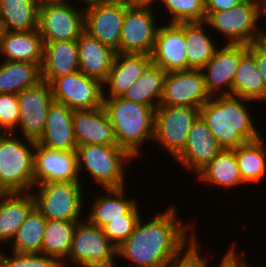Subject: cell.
<instances>
[{
    "label": "cell",
    "mask_w": 266,
    "mask_h": 267,
    "mask_svg": "<svg viewBox=\"0 0 266 267\" xmlns=\"http://www.w3.org/2000/svg\"><path fill=\"white\" fill-rule=\"evenodd\" d=\"M175 207L169 206L147 222L141 216L133 233L117 248V258L132 262L127 267H166L179 256L197 238L189 233L190 222L182 224L177 219Z\"/></svg>",
    "instance_id": "cell-1"
},
{
    "label": "cell",
    "mask_w": 266,
    "mask_h": 267,
    "mask_svg": "<svg viewBox=\"0 0 266 267\" xmlns=\"http://www.w3.org/2000/svg\"><path fill=\"white\" fill-rule=\"evenodd\" d=\"M248 103L250 100L240 97L216 95L199 109V115L223 149H235L261 137Z\"/></svg>",
    "instance_id": "cell-2"
},
{
    "label": "cell",
    "mask_w": 266,
    "mask_h": 267,
    "mask_svg": "<svg viewBox=\"0 0 266 267\" xmlns=\"http://www.w3.org/2000/svg\"><path fill=\"white\" fill-rule=\"evenodd\" d=\"M103 107L113 127L117 145L133 159L140 157L143 144L153 140L156 109L122 97H104Z\"/></svg>",
    "instance_id": "cell-3"
},
{
    "label": "cell",
    "mask_w": 266,
    "mask_h": 267,
    "mask_svg": "<svg viewBox=\"0 0 266 267\" xmlns=\"http://www.w3.org/2000/svg\"><path fill=\"white\" fill-rule=\"evenodd\" d=\"M25 140L0 133V193L31 192L34 186L35 141Z\"/></svg>",
    "instance_id": "cell-4"
},
{
    "label": "cell",
    "mask_w": 266,
    "mask_h": 267,
    "mask_svg": "<svg viewBox=\"0 0 266 267\" xmlns=\"http://www.w3.org/2000/svg\"><path fill=\"white\" fill-rule=\"evenodd\" d=\"M79 176L87 171L91 180L101 188H120L125 186L128 163L133 157L118 145L77 146Z\"/></svg>",
    "instance_id": "cell-5"
},
{
    "label": "cell",
    "mask_w": 266,
    "mask_h": 267,
    "mask_svg": "<svg viewBox=\"0 0 266 267\" xmlns=\"http://www.w3.org/2000/svg\"><path fill=\"white\" fill-rule=\"evenodd\" d=\"M264 16V0H244L229 10L206 12L205 23L218 35H224L225 44L251 45L262 33L259 20Z\"/></svg>",
    "instance_id": "cell-6"
},
{
    "label": "cell",
    "mask_w": 266,
    "mask_h": 267,
    "mask_svg": "<svg viewBox=\"0 0 266 267\" xmlns=\"http://www.w3.org/2000/svg\"><path fill=\"white\" fill-rule=\"evenodd\" d=\"M81 181L48 182L34 185L35 208L47 220H83L84 190ZM37 188H36V187ZM35 193H34V192ZM83 195V196H82Z\"/></svg>",
    "instance_id": "cell-7"
},
{
    "label": "cell",
    "mask_w": 266,
    "mask_h": 267,
    "mask_svg": "<svg viewBox=\"0 0 266 267\" xmlns=\"http://www.w3.org/2000/svg\"><path fill=\"white\" fill-rule=\"evenodd\" d=\"M116 256L117 247L103 229L84 218L75 225L70 251L62 267L69 260L77 267H116Z\"/></svg>",
    "instance_id": "cell-8"
},
{
    "label": "cell",
    "mask_w": 266,
    "mask_h": 267,
    "mask_svg": "<svg viewBox=\"0 0 266 267\" xmlns=\"http://www.w3.org/2000/svg\"><path fill=\"white\" fill-rule=\"evenodd\" d=\"M199 116V108L159 105L155 110L153 140L175 159L183 150L188 134Z\"/></svg>",
    "instance_id": "cell-9"
},
{
    "label": "cell",
    "mask_w": 266,
    "mask_h": 267,
    "mask_svg": "<svg viewBox=\"0 0 266 267\" xmlns=\"http://www.w3.org/2000/svg\"><path fill=\"white\" fill-rule=\"evenodd\" d=\"M69 0L39 5L38 33L43 42L77 40L84 32V6L77 8Z\"/></svg>",
    "instance_id": "cell-10"
},
{
    "label": "cell",
    "mask_w": 266,
    "mask_h": 267,
    "mask_svg": "<svg viewBox=\"0 0 266 267\" xmlns=\"http://www.w3.org/2000/svg\"><path fill=\"white\" fill-rule=\"evenodd\" d=\"M53 101L73 110L95 109L103 106L104 85L80 70L55 78L51 83Z\"/></svg>",
    "instance_id": "cell-11"
},
{
    "label": "cell",
    "mask_w": 266,
    "mask_h": 267,
    "mask_svg": "<svg viewBox=\"0 0 266 267\" xmlns=\"http://www.w3.org/2000/svg\"><path fill=\"white\" fill-rule=\"evenodd\" d=\"M20 107L19 128L24 139L37 142L45 128L47 112L53 102L51 86L44 80L17 94Z\"/></svg>",
    "instance_id": "cell-12"
},
{
    "label": "cell",
    "mask_w": 266,
    "mask_h": 267,
    "mask_svg": "<svg viewBox=\"0 0 266 267\" xmlns=\"http://www.w3.org/2000/svg\"><path fill=\"white\" fill-rule=\"evenodd\" d=\"M151 8H133L126 6L125 18L120 35L119 53L147 54L155 46L157 17Z\"/></svg>",
    "instance_id": "cell-13"
},
{
    "label": "cell",
    "mask_w": 266,
    "mask_h": 267,
    "mask_svg": "<svg viewBox=\"0 0 266 267\" xmlns=\"http://www.w3.org/2000/svg\"><path fill=\"white\" fill-rule=\"evenodd\" d=\"M126 5L96 1L84 5V31L119 53Z\"/></svg>",
    "instance_id": "cell-14"
},
{
    "label": "cell",
    "mask_w": 266,
    "mask_h": 267,
    "mask_svg": "<svg viewBox=\"0 0 266 267\" xmlns=\"http://www.w3.org/2000/svg\"><path fill=\"white\" fill-rule=\"evenodd\" d=\"M210 98L202 70L190 69L166 73L160 105L200 109Z\"/></svg>",
    "instance_id": "cell-15"
},
{
    "label": "cell",
    "mask_w": 266,
    "mask_h": 267,
    "mask_svg": "<svg viewBox=\"0 0 266 267\" xmlns=\"http://www.w3.org/2000/svg\"><path fill=\"white\" fill-rule=\"evenodd\" d=\"M247 52L248 45L225 44L216 49L213 57L201 69L210 96L232 95V84L238 64Z\"/></svg>",
    "instance_id": "cell-16"
},
{
    "label": "cell",
    "mask_w": 266,
    "mask_h": 267,
    "mask_svg": "<svg viewBox=\"0 0 266 267\" xmlns=\"http://www.w3.org/2000/svg\"><path fill=\"white\" fill-rule=\"evenodd\" d=\"M76 151L50 149L35 142L34 185L81 181Z\"/></svg>",
    "instance_id": "cell-17"
},
{
    "label": "cell",
    "mask_w": 266,
    "mask_h": 267,
    "mask_svg": "<svg viewBox=\"0 0 266 267\" xmlns=\"http://www.w3.org/2000/svg\"><path fill=\"white\" fill-rule=\"evenodd\" d=\"M151 58L166 73L187 70L185 23L159 24Z\"/></svg>",
    "instance_id": "cell-18"
},
{
    "label": "cell",
    "mask_w": 266,
    "mask_h": 267,
    "mask_svg": "<svg viewBox=\"0 0 266 267\" xmlns=\"http://www.w3.org/2000/svg\"><path fill=\"white\" fill-rule=\"evenodd\" d=\"M223 148L199 115L194 121L182 152L175 158L193 173L203 169Z\"/></svg>",
    "instance_id": "cell-19"
},
{
    "label": "cell",
    "mask_w": 266,
    "mask_h": 267,
    "mask_svg": "<svg viewBox=\"0 0 266 267\" xmlns=\"http://www.w3.org/2000/svg\"><path fill=\"white\" fill-rule=\"evenodd\" d=\"M73 129L78 146L117 145L113 127L103 106L74 110Z\"/></svg>",
    "instance_id": "cell-20"
},
{
    "label": "cell",
    "mask_w": 266,
    "mask_h": 267,
    "mask_svg": "<svg viewBox=\"0 0 266 267\" xmlns=\"http://www.w3.org/2000/svg\"><path fill=\"white\" fill-rule=\"evenodd\" d=\"M73 109L53 101L48 109L46 124L37 143L50 149L76 151L73 129Z\"/></svg>",
    "instance_id": "cell-21"
},
{
    "label": "cell",
    "mask_w": 266,
    "mask_h": 267,
    "mask_svg": "<svg viewBox=\"0 0 266 267\" xmlns=\"http://www.w3.org/2000/svg\"><path fill=\"white\" fill-rule=\"evenodd\" d=\"M152 64L147 54L116 53L107 80L103 83L104 97H122L133 83L140 78ZM109 91V92H108Z\"/></svg>",
    "instance_id": "cell-22"
},
{
    "label": "cell",
    "mask_w": 266,
    "mask_h": 267,
    "mask_svg": "<svg viewBox=\"0 0 266 267\" xmlns=\"http://www.w3.org/2000/svg\"><path fill=\"white\" fill-rule=\"evenodd\" d=\"M77 46L80 71L104 83L112 68L116 51L85 31L77 39Z\"/></svg>",
    "instance_id": "cell-23"
},
{
    "label": "cell",
    "mask_w": 266,
    "mask_h": 267,
    "mask_svg": "<svg viewBox=\"0 0 266 267\" xmlns=\"http://www.w3.org/2000/svg\"><path fill=\"white\" fill-rule=\"evenodd\" d=\"M44 42L38 30L0 31V57L6 61L43 63Z\"/></svg>",
    "instance_id": "cell-24"
},
{
    "label": "cell",
    "mask_w": 266,
    "mask_h": 267,
    "mask_svg": "<svg viewBox=\"0 0 266 267\" xmlns=\"http://www.w3.org/2000/svg\"><path fill=\"white\" fill-rule=\"evenodd\" d=\"M79 70L77 40L44 42L42 80L50 84L57 77Z\"/></svg>",
    "instance_id": "cell-25"
},
{
    "label": "cell",
    "mask_w": 266,
    "mask_h": 267,
    "mask_svg": "<svg viewBox=\"0 0 266 267\" xmlns=\"http://www.w3.org/2000/svg\"><path fill=\"white\" fill-rule=\"evenodd\" d=\"M35 207L31 192L0 193V242L10 244ZM6 241V242H5Z\"/></svg>",
    "instance_id": "cell-26"
},
{
    "label": "cell",
    "mask_w": 266,
    "mask_h": 267,
    "mask_svg": "<svg viewBox=\"0 0 266 267\" xmlns=\"http://www.w3.org/2000/svg\"><path fill=\"white\" fill-rule=\"evenodd\" d=\"M125 187L120 188H102L104 195H98L95 202L92 201L90 212L86 217L92 224L103 227L109 220L124 219L126 215L136 204L138 200L125 197ZM106 193V194H105Z\"/></svg>",
    "instance_id": "cell-27"
},
{
    "label": "cell",
    "mask_w": 266,
    "mask_h": 267,
    "mask_svg": "<svg viewBox=\"0 0 266 267\" xmlns=\"http://www.w3.org/2000/svg\"><path fill=\"white\" fill-rule=\"evenodd\" d=\"M196 175L199 181L214 185L219 189L230 190L231 187L246 185L240 176L234 149H222Z\"/></svg>",
    "instance_id": "cell-28"
},
{
    "label": "cell",
    "mask_w": 266,
    "mask_h": 267,
    "mask_svg": "<svg viewBox=\"0 0 266 267\" xmlns=\"http://www.w3.org/2000/svg\"><path fill=\"white\" fill-rule=\"evenodd\" d=\"M39 5L37 0H0L1 31L37 30Z\"/></svg>",
    "instance_id": "cell-29"
},
{
    "label": "cell",
    "mask_w": 266,
    "mask_h": 267,
    "mask_svg": "<svg viewBox=\"0 0 266 267\" xmlns=\"http://www.w3.org/2000/svg\"><path fill=\"white\" fill-rule=\"evenodd\" d=\"M205 22L185 23V43L187 53V70H201L213 57L217 44L210 32H206ZM206 28V29H205Z\"/></svg>",
    "instance_id": "cell-30"
},
{
    "label": "cell",
    "mask_w": 266,
    "mask_h": 267,
    "mask_svg": "<svg viewBox=\"0 0 266 267\" xmlns=\"http://www.w3.org/2000/svg\"><path fill=\"white\" fill-rule=\"evenodd\" d=\"M232 96L266 102V89L254 56L248 51L240 60L232 84Z\"/></svg>",
    "instance_id": "cell-31"
},
{
    "label": "cell",
    "mask_w": 266,
    "mask_h": 267,
    "mask_svg": "<svg viewBox=\"0 0 266 267\" xmlns=\"http://www.w3.org/2000/svg\"><path fill=\"white\" fill-rule=\"evenodd\" d=\"M41 80V66L37 63L6 60L0 63V93L2 94H18Z\"/></svg>",
    "instance_id": "cell-32"
},
{
    "label": "cell",
    "mask_w": 266,
    "mask_h": 267,
    "mask_svg": "<svg viewBox=\"0 0 266 267\" xmlns=\"http://www.w3.org/2000/svg\"><path fill=\"white\" fill-rule=\"evenodd\" d=\"M264 137L248 141L234 149L243 182L259 183L266 178V147Z\"/></svg>",
    "instance_id": "cell-33"
},
{
    "label": "cell",
    "mask_w": 266,
    "mask_h": 267,
    "mask_svg": "<svg viewBox=\"0 0 266 267\" xmlns=\"http://www.w3.org/2000/svg\"><path fill=\"white\" fill-rule=\"evenodd\" d=\"M165 76V71L151 64L122 98L156 109L160 105Z\"/></svg>",
    "instance_id": "cell-34"
},
{
    "label": "cell",
    "mask_w": 266,
    "mask_h": 267,
    "mask_svg": "<svg viewBox=\"0 0 266 267\" xmlns=\"http://www.w3.org/2000/svg\"><path fill=\"white\" fill-rule=\"evenodd\" d=\"M76 223L75 221L47 220L41 254L51 256L61 264L67 260Z\"/></svg>",
    "instance_id": "cell-35"
},
{
    "label": "cell",
    "mask_w": 266,
    "mask_h": 267,
    "mask_svg": "<svg viewBox=\"0 0 266 267\" xmlns=\"http://www.w3.org/2000/svg\"><path fill=\"white\" fill-rule=\"evenodd\" d=\"M47 219L34 207L12 239V251L41 253Z\"/></svg>",
    "instance_id": "cell-36"
},
{
    "label": "cell",
    "mask_w": 266,
    "mask_h": 267,
    "mask_svg": "<svg viewBox=\"0 0 266 267\" xmlns=\"http://www.w3.org/2000/svg\"><path fill=\"white\" fill-rule=\"evenodd\" d=\"M160 3L171 15L168 23L205 22L204 0H160Z\"/></svg>",
    "instance_id": "cell-37"
},
{
    "label": "cell",
    "mask_w": 266,
    "mask_h": 267,
    "mask_svg": "<svg viewBox=\"0 0 266 267\" xmlns=\"http://www.w3.org/2000/svg\"><path fill=\"white\" fill-rule=\"evenodd\" d=\"M137 203L124 219L109 220L102 229L109 240L118 248L134 231L138 220L141 217Z\"/></svg>",
    "instance_id": "cell-38"
},
{
    "label": "cell",
    "mask_w": 266,
    "mask_h": 267,
    "mask_svg": "<svg viewBox=\"0 0 266 267\" xmlns=\"http://www.w3.org/2000/svg\"><path fill=\"white\" fill-rule=\"evenodd\" d=\"M4 254L0 251V258L4 267H62L55 258L41 253H17ZM10 256V257H9Z\"/></svg>",
    "instance_id": "cell-39"
},
{
    "label": "cell",
    "mask_w": 266,
    "mask_h": 267,
    "mask_svg": "<svg viewBox=\"0 0 266 267\" xmlns=\"http://www.w3.org/2000/svg\"><path fill=\"white\" fill-rule=\"evenodd\" d=\"M20 115L17 94L0 93V133H15Z\"/></svg>",
    "instance_id": "cell-40"
},
{
    "label": "cell",
    "mask_w": 266,
    "mask_h": 267,
    "mask_svg": "<svg viewBox=\"0 0 266 267\" xmlns=\"http://www.w3.org/2000/svg\"><path fill=\"white\" fill-rule=\"evenodd\" d=\"M199 242L194 240L179 256L173 258L166 267H207L209 262L206 258L201 257L198 250Z\"/></svg>",
    "instance_id": "cell-41"
},
{
    "label": "cell",
    "mask_w": 266,
    "mask_h": 267,
    "mask_svg": "<svg viewBox=\"0 0 266 267\" xmlns=\"http://www.w3.org/2000/svg\"><path fill=\"white\" fill-rule=\"evenodd\" d=\"M242 254H238L235 245H231L230 249L226 250V253L223 255L219 266L215 267H250V264L246 263L247 260L243 259L245 252Z\"/></svg>",
    "instance_id": "cell-42"
},
{
    "label": "cell",
    "mask_w": 266,
    "mask_h": 267,
    "mask_svg": "<svg viewBox=\"0 0 266 267\" xmlns=\"http://www.w3.org/2000/svg\"><path fill=\"white\" fill-rule=\"evenodd\" d=\"M248 51L255 58L257 70L262 76L266 89V52L257 43L248 45Z\"/></svg>",
    "instance_id": "cell-43"
},
{
    "label": "cell",
    "mask_w": 266,
    "mask_h": 267,
    "mask_svg": "<svg viewBox=\"0 0 266 267\" xmlns=\"http://www.w3.org/2000/svg\"><path fill=\"white\" fill-rule=\"evenodd\" d=\"M244 0H206L205 12H218L229 10L242 3Z\"/></svg>",
    "instance_id": "cell-44"
},
{
    "label": "cell",
    "mask_w": 266,
    "mask_h": 267,
    "mask_svg": "<svg viewBox=\"0 0 266 267\" xmlns=\"http://www.w3.org/2000/svg\"><path fill=\"white\" fill-rule=\"evenodd\" d=\"M159 2L160 0H132L133 8H151L153 9L155 2Z\"/></svg>",
    "instance_id": "cell-45"
},
{
    "label": "cell",
    "mask_w": 266,
    "mask_h": 267,
    "mask_svg": "<svg viewBox=\"0 0 266 267\" xmlns=\"http://www.w3.org/2000/svg\"><path fill=\"white\" fill-rule=\"evenodd\" d=\"M256 43L266 52V30H262V33L258 37Z\"/></svg>",
    "instance_id": "cell-46"
},
{
    "label": "cell",
    "mask_w": 266,
    "mask_h": 267,
    "mask_svg": "<svg viewBox=\"0 0 266 267\" xmlns=\"http://www.w3.org/2000/svg\"><path fill=\"white\" fill-rule=\"evenodd\" d=\"M110 4H123L128 7H132V0H103Z\"/></svg>",
    "instance_id": "cell-47"
},
{
    "label": "cell",
    "mask_w": 266,
    "mask_h": 267,
    "mask_svg": "<svg viewBox=\"0 0 266 267\" xmlns=\"http://www.w3.org/2000/svg\"><path fill=\"white\" fill-rule=\"evenodd\" d=\"M39 4H44V3H54V2H65L67 0H37Z\"/></svg>",
    "instance_id": "cell-48"
},
{
    "label": "cell",
    "mask_w": 266,
    "mask_h": 267,
    "mask_svg": "<svg viewBox=\"0 0 266 267\" xmlns=\"http://www.w3.org/2000/svg\"><path fill=\"white\" fill-rule=\"evenodd\" d=\"M80 3L82 2V4L84 3L85 4H88V3H91V2H96V1H103V0H79Z\"/></svg>",
    "instance_id": "cell-49"
},
{
    "label": "cell",
    "mask_w": 266,
    "mask_h": 267,
    "mask_svg": "<svg viewBox=\"0 0 266 267\" xmlns=\"http://www.w3.org/2000/svg\"><path fill=\"white\" fill-rule=\"evenodd\" d=\"M264 16L266 17V0H264Z\"/></svg>",
    "instance_id": "cell-50"
},
{
    "label": "cell",
    "mask_w": 266,
    "mask_h": 267,
    "mask_svg": "<svg viewBox=\"0 0 266 267\" xmlns=\"http://www.w3.org/2000/svg\"><path fill=\"white\" fill-rule=\"evenodd\" d=\"M0 267H4V265H3V262H2V260H1V258H0Z\"/></svg>",
    "instance_id": "cell-51"
}]
</instances>
